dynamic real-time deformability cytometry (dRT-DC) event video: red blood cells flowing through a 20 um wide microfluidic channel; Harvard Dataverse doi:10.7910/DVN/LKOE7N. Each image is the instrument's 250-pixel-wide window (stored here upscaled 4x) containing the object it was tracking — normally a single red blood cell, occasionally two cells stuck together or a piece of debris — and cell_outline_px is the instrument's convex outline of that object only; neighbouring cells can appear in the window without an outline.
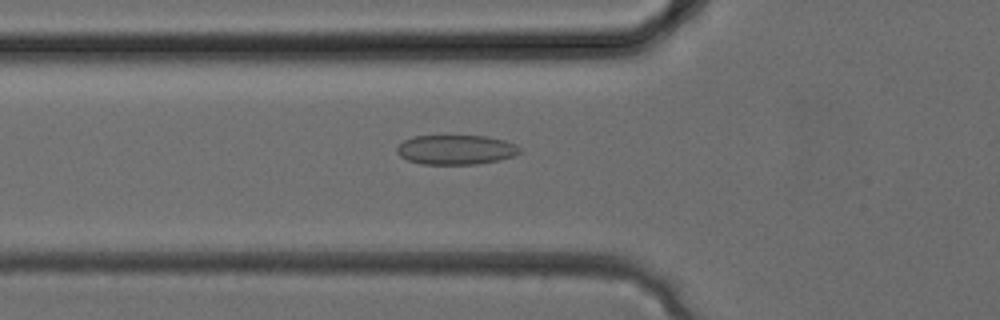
{"species": "common noctule bat (a hibernating species)", "species_latin": "Nyctalus noctula", "temperature_condition": "cold", "stored_images_in_passage": 26, "camera_frame_rate_fps": 3000, "um_per_image_px": 0.085, "animal": {"sex": "female", "body_mass_g": 24.6, "forearm_length_mm": 56.2}, "frame": {"image": 1, "passage_image": 5, "time_ms": 1.333, "image_size_px": [1000, 320], "cell_outline_px": [[520, 152], [516, 156], [500, 160], [476, 164], [420, 164], [408, 160], [400, 156], [396, 152], [396, 148], [404, 140], [412, 136], [488, 136], [504, 140], [516, 144], [520, 148]], "centroid_in_image_um": [38.77, 12.73], "position_along_channel_um": 87.0, "area_um2": 21.33}}
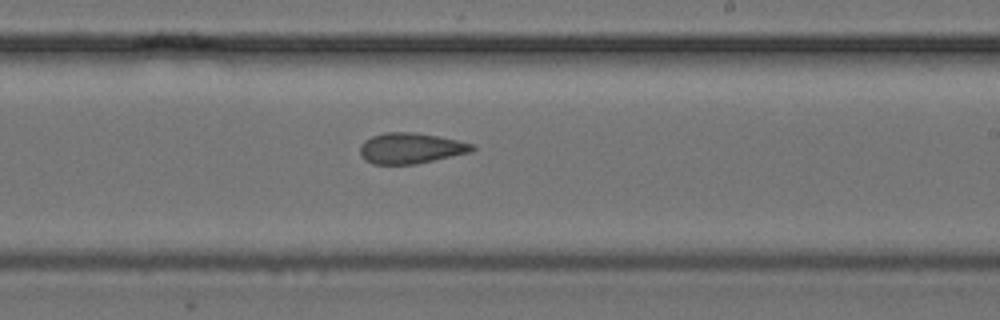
{"frame": {"image": 2, "passage_image": 13, "time_ms": 4.0, "image_size_px": [1000, 320], "cell_outline_px": [[476, 148], [472, 152], [416, 164], [372, 164], [364, 160], [360, 156], [360, 144], [364, 140], [372, 136], [384, 132], [416, 132], [440, 136], [476, 144]], "centroid_in_image_um": [34.92, 12.59], "position_along_channel_um": 254.1, "area_um2": 20.46}}
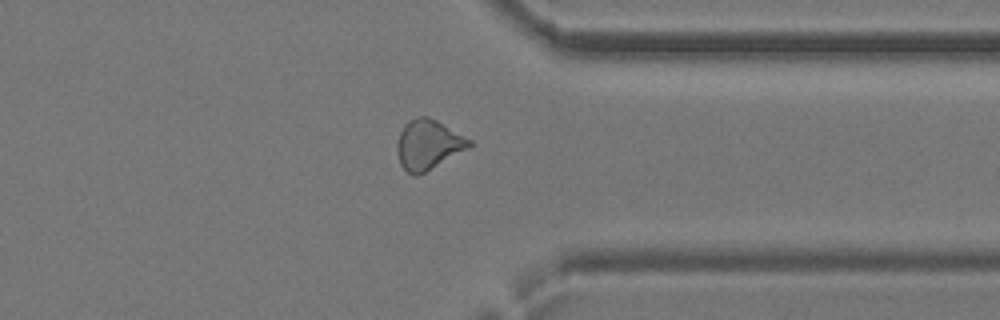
{"frame": {"image": 3, "passage_image": 19, "time_ms": 6.0, "image_size_px": [1000, 320], "cell_outline_px": [[476, 144], [472, 148], [416, 176], [412, 176], [400, 164], [396, 152], [396, 144], [400, 132], [404, 124], [408, 120], [416, 116], [428, 116], [436, 120], [472, 140]], "centroid_in_image_um": [36.42, 12.29], "position_along_channel_um": 375.0, "area_um2": 21.33}}